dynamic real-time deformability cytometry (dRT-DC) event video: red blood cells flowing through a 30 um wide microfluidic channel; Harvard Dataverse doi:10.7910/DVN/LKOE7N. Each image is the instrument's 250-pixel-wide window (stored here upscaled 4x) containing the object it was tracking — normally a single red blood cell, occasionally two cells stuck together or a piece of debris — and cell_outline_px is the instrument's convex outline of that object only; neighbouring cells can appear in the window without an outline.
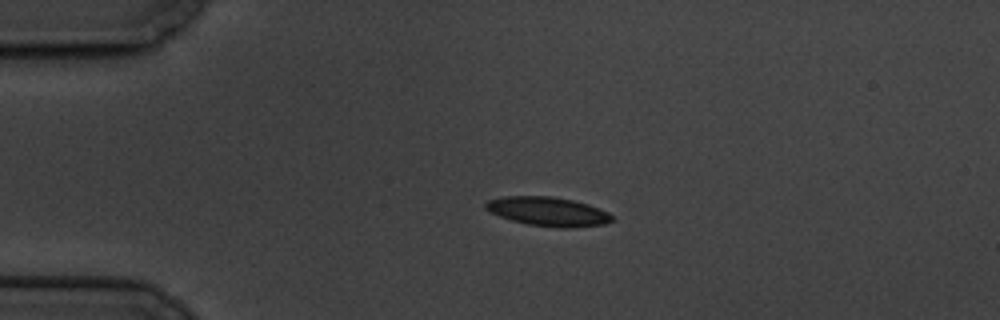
{"species": "common noctule bat (a hibernating species)", "species_latin": "Nyctalus noctula", "temperature_condition": "cold", "stored_images_in_passage": 5, "camera_frame_rate_fps": 3000, "um_per_image_px": 0.085, "animal": {"sex": "male", "body_mass_g": 19.5, "forearm_length_mm": 54.6}, "frame": {"image": 1, "passage_image": 3, "time_ms": 2.333, "image_size_px": [1000, 320], "cell_outline_px": [[616, 216], [612, 220], [604, 224], [572, 228], [560, 228], [528, 224], [512, 220], [488, 212], [484, 208], [484, 204], [488, 200], [504, 196], [552, 196], [572, 200], [588, 204], [608, 212]], "centroid_in_image_um": [46.58, 17.98], "position_along_channel_um": 38.4, "area_um2": 21.5}}